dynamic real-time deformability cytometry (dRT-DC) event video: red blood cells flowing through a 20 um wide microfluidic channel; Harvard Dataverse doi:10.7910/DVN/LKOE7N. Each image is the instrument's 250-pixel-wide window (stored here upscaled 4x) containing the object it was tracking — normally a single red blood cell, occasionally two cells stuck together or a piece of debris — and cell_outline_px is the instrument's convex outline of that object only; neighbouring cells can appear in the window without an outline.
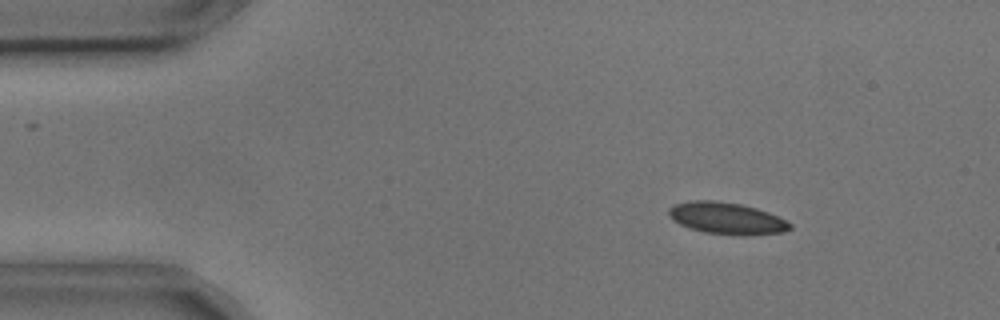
{"species": "common noctule bat (a hibernating species)", "species_latin": "Nyctalus noctula", "temperature_condition": "cold", "stored_images_in_passage": 3, "camera_frame_rate_fps": 3000, "um_per_image_px": 0.085, "animal": {"sex": "male", "body_mass_g": 17.9, "forearm_length_mm": 54.2}, "frame": {"image": 1, "passage_image": 1, "time_ms": 0.0, "image_size_px": [1000, 320], "cell_outline_px": [[792, 228], [784, 232], [744, 236], [704, 232], [688, 228], [672, 220], [668, 216], [668, 208], [676, 204], [688, 200], [716, 200], [740, 204], [756, 208], [768, 212], [792, 224]], "centroid_in_image_um": [61.74, 18.56], "position_along_channel_um": 23.3, "area_um2": 22.6}}